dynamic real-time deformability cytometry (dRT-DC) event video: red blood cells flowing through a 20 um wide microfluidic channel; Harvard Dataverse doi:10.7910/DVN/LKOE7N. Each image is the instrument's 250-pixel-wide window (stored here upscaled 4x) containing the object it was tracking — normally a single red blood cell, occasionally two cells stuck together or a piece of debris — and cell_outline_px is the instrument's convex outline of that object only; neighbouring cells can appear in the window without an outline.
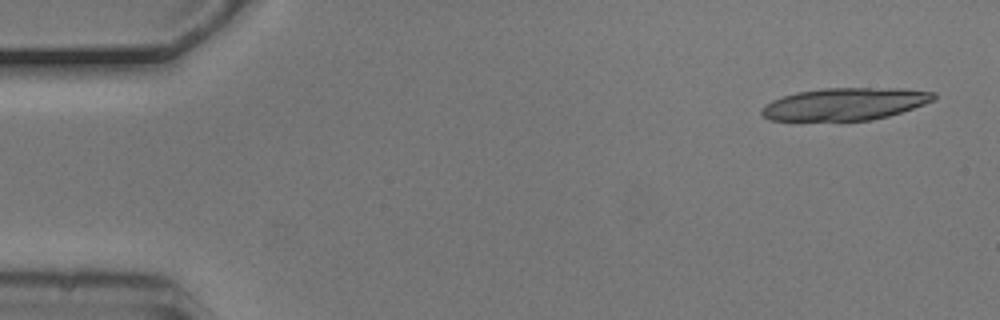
{"species": "common noctule bat (a hibernating species)", "species_latin": "Nyctalus noctula", "temperature_condition": "cold", "stored_images_in_passage": 4, "camera_frame_rate_fps": 3000, "um_per_image_px": 0.085, "animal": {"sex": "male", "body_mass_g": 20.5, "forearm_length_mm": 52.5}, "frame": {"image": 1, "passage_image": 1, "time_ms": 0.0, "image_size_px": [1000, 320], "cell_outline_px": [[936, 96], [932, 100], [924, 104], [888, 116], [872, 120], [768, 120], [760, 112], [764, 104], [772, 100], [796, 92], [820, 88], [904, 88], [936, 92]], "centroid_in_image_um": [71.82, 8.83], "position_along_channel_um": 13.2, "area_um2": 32.37}}